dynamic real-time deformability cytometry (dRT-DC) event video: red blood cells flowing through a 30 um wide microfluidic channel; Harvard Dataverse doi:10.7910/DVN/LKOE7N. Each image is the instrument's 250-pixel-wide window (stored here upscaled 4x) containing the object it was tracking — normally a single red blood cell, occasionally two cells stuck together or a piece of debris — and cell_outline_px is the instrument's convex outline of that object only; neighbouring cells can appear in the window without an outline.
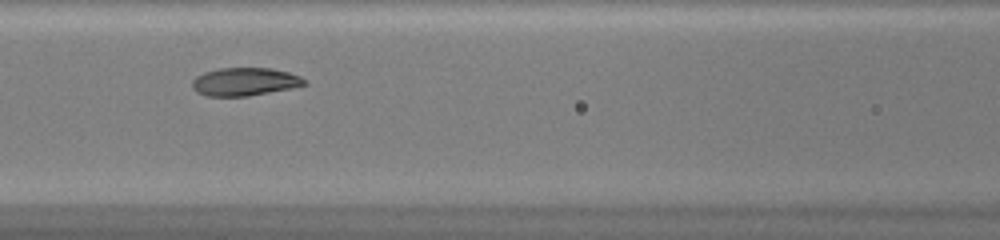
{"species": "common noctule bat (a hibernating species)", "species_latin": "Nyctalus noctula", "temperature_condition": "warm", "stored_images_in_passage": 38, "camera_frame_rate_fps": 3000, "um_per_image_px": 0.085, "animal": {"sex": "female", "body_mass_g": 20.0, "forearm_length_mm": 54.0}, "frame": {"image": 1, "passage_image": 11, "time_ms": 3.333, "image_size_px": [1000, 240], "cell_outline_px": [[308, 84], [292, 88], [248, 96], [208, 96], [196, 92], [192, 88], [192, 80], [196, 76], [204, 72], [220, 68], [272, 68], [288, 72], [300, 76], [308, 80]], "centroid_in_image_um": [20.82, 6.94], "position_along_channel_um": 145.8, "area_um2": 18.5}}
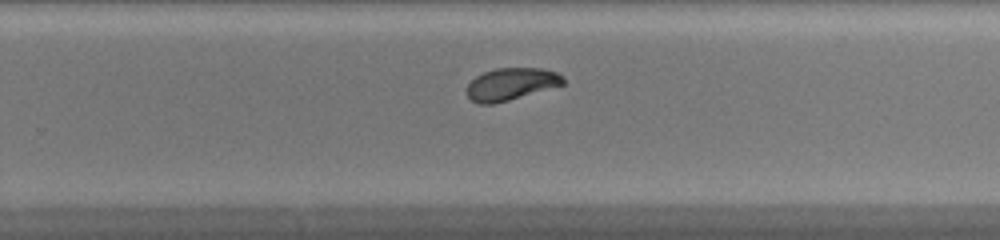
{"frame": {"image": 2, "passage_image": 21, "time_ms": 6.667, "image_size_px": [1000, 240], "cell_outline_px": [[564, 84], [508, 100], [492, 104], [480, 104], [472, 100], [468, 96], [468, 84], [476, 76], [484, 72], [496, 68], [540, 68], [556, 72], [564, 76]], "centroid_in_image_um": [43.45, 7.13], "position_along_channel_um": 286.4, "area_um2": 17.8}}
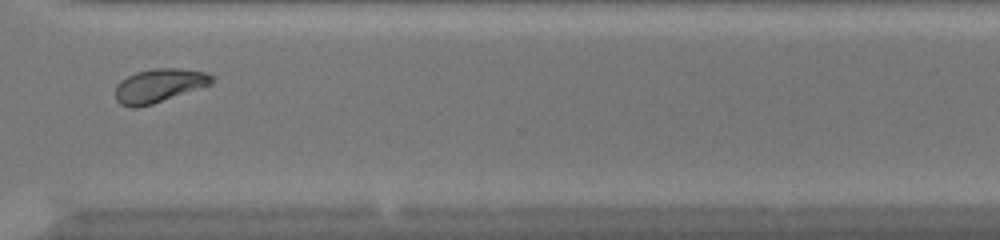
{"frame": {"image": 3, "passage_image": 26, "time_ms": 8.333, "image_size_px": [1000, 240], "cell_outline_px": [[216, 76], [212, 84], [152, 104], [136, 108], [132, 108], [120, 104], [116, 100], [116, 84], [120, 80], [136, 72], [152, 68], [180, 68], [208, 72]], "centroid_in_image_um": [13.55, 7.26], "position_along_channel_um": 357.1, "area_um2": 19.13}, "authors_computed_cell_mechanics": {"area_um2": 18.8139, "velocity_mm_per_s": 4.2306, "shape_relaxation_time_tau1_ms": 3.428, "shape_relaxation_time_tau2_ms": 1.8414, "deformation_change_tau1": 0.165, "deformation_change_tau2": 0.0564}}